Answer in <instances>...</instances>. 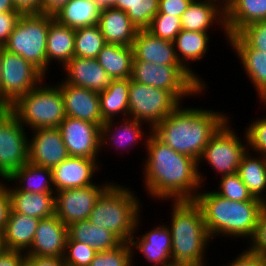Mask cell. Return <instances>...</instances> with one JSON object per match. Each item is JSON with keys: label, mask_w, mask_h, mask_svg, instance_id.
<instances>
[{"label": "cell", "mask_w": 266, "mask_h": 266, "mask_svg": "<svg viewBox=\"0 0 266 266\" xmlns=\"http://www.w3.org/2000/svg\"><path fill=\"white\" fill-rule=\"evenodd\" d=\"M143 149L147 156L141 170L148 198L162 202L195 199L202 188L196 160L174 151L153 133Z\"/></svg>", "instance_id": "cell-1"}, {"label": "cell", "mask_w": 266, "mask_h": 266, "mask_svg": "<svg viewBox=\"0 0 266 266\" xmlns=\"http://www.w3.org/2000/svg\"><path fill=\"white\" fill-rule=\"evenodd\" d=\"M203 107H186L181 103L153 129L152 133L174 151L197 162L212 136L231 117Z\"/></svg>", "instance_id": "cell-2"}, {"label": "cell", "mask_w": 266, "mask_h": 266, "mask_svg": "<svg viewBox=\"0 0 266 266\" xmlns=\"http://www.w3.org/2000/svg\"><path fill=\"white\" fill-rule=\"evenodd\" d=\"M201 189L194 201L199 205L207 232L212 239L222 236L229 240L243 239L248 243L261 214L266 210L263 201H232L218 195L213 189ZM235 239V240H234Z\"/></svg>", "instance_id": "cell-3"}, {"label": "cell", "mask_w": 266, "mask_h": 266, "mask_svg": "<svg viewBox=\"0 0 266 266\" xmlns=\"http://www.w3.org/2000/svg\"><path fill=\"white\" fill-rule=\"evenodd\" d=\"M170 202L171 218L170 222H166L171 233L172 263L208 266L206 250L213 241L207 232L199 205L194 200Z\"/></svg>", "instance_id": "cell-4"}, {"label": "cell", "mask_w": 266, "mask_h": 266, "mask_svg": "<svg viewBox=\"0 0 266 266\" xmlns=\"http://www.w3.org/2000/svg\"><path fill=\"white\" fill-rule=\"evenodd\" d=\"M113 182L97 199L89 221L114 233L122 242H130L143 211L141 198L130 186ZM136 193V194H135ZM142 208V209H141Z\"/></svg>", "instance_id": "cell-5"}, {"label": "cell", "mask_w": 266, "mask_h": 266, "mask_svg": "<svg viewBox=\"0 0 266 266\" xmlns=\"http://www.w3.org/2000/svg\"><path fill=\"white\" fill-rule=\"evenodd\" d=\"M46 80L45 78L37 87L19 97L8 107L28 131L58 128L66 117L60 88L55 82L47 84Z\"/></svg>", "instance_id": "cell-6"}, {"label": "cell", "mask_w": 266, "mask_h": 266, "mask_svg": "<svg viewBox=\"0 0 266 266\" xmlns=\"http://www.w3.org/2000/svg\"><path fill=\"white\" fill-rule=\"evenodd\" d=\"M54 15L22 14L3 46L8 52L22 56L46 77L47 35Z\"/></svg>", "instance_id": "cell-7"}, {"label": "cell", "mask_w": 266, "mask_h": 266, "mask_svg": "<svg viewBox=\"0 0 266 266\" xmlns=\"http://www.w3.org/2000/svg\"><path fill=\"white\" fill-rule=\"evenodd\" d=\"M231 118H229L212 136L209 143L205 147L201 158L198 161V175L201 187L206 185L204 182L206 176L201 172V163L209 164L212 171L214 170L219 177L238 173V167L242 156L247 152V138L244 133V138L239 137V133L235 132L231 126ZM219 174V175H218Z\"/></svg>", "instance_id": "cell-8"}, {"label": "cell", "mask_w": 266, "mask_h": 266, "mask_svg": "<svg viewBox=\"0 0 266 266\" xmlns=\"http://www.w3.org/2000/svg\"><path fill=\"white\" fill-rule=\"evenodd\" d=\"M131 80L170 91L181 103L187 97L205 95L208 90L182 66L156 65L138 59H133Z\"/></svg>", "instance_id": "cell-9"}, {"label": "cell", "mask_w": 266, "mask_h": 266, "mask_svg": "<svg viewBox=\"0 0 266 266\" xmlns=\"http://www.w3.org/2000/svg\"><path fill=\"white\" fill-rule=\"evenodd\" d=\"M181 102L167 90L132 81L129 86V118L152 129L174 111Z\"/></svg>", "instance_id": "cell-10"}, {"label": "cell", "mask_w": 266, "mask_h": 266, "mask_svg": "<svg viewBox=\"0 0 266 266\" xmlns=\"http://www.w3.org/2000/svg\"><path fill=\"white\" fill-rule=\"evenodd\" d=\"M26 130L8 108H0V181L28 162L30 131Z\"/></svg>", "instance_id": "cell-11"}, {"label": "cell", "mask_w": 266, "mask_h": 266, "mask_svg": "<svg viewBox=\"0 0 266 266\" xmlns=\"http://www.w3.org/2000/svg\"><path fill=\"white\" fill-rule=\"evenodd\" d=\"M46 77L22 56L2 47L1 108H8L19 97L37 87Z\"/></svg>", "instance_id": "cell-12"}, {"label": "cell", "mask_w": 266, "mask_h": 266, "mask_svg": "<svg viewBox=\"0 0 266 266\" xmlns=\"http://www.w3.org/2000/svg\"><path fill=\"white\" fill-rule=\"evenodd\" d=\"M95 182L82 188L65 189L55 192V215L60 221L69 226L77 221L88 220L95 202L100 195L113 183Z\"/></svg>", "instance_id": "cell-13"}, {"label": "cell", "mask_w": 266, "mask_h": 266, "mask_svg": "<svg viewBox=\"0 0 266 266\" xmlns=\"http://www.w3.org/2000/svg\"><path fill=\"white\" fill-rule=\"evenodd\" d=\"M69 156L98 161L101 153V126L66 116L58 126Z\"/></svg>", "instance_id": "cell-14"}, {"label": "cell", "mask_w": 266, "mask_h": 266, "mask_svg": "<svg viewBox=\"0 0 266 266\" xmlns=\"http://www.w3.org/2000/svg\"><path fill=\"white\" fill-rule=\"evenodd\" d=\"M141 223L142 219L140 216L136 223V232L129 242L132 251V260H134V255L136 253H140V255L145 258V261H147L146 263L151 266H166L172 264L171 233L167 223L163 222L162 224V222H159L160 224L158 223L157 226L155 224L149 231L147 230L143 235H139V227L143 225Z\"/></svg>", "instance_id": "cell-15"}, {"label": "cell", "mask_w": 266, "mask_h": 266, "mask_svg": "<svg viewBox=\"0 0 266 266\" xmlns=\"http://www.w3.org/2000/svg\"><path fill=\"white\" fill-rule=\"evenodd\" d=\"M145 125L146 127L148 126L146 132L143 131V129L146 128L143 127ZM151 133L152 128L148 124L137 121L136 119L120 118L116 121L115 119L107 120L101 126V152L103 150L105 152L107 148L110 151L109 148L111 147L112 149L114 148L117 150L120 154H123V151H126L128 154L133 146H146Z\"/></svg>", "instance_id": "cell-16"}, {"label": "cell", "mask_w": 266, "mask_h": 266, "mask_svg": "<svg viewBox=\"0 0 266 266\" xmlns=\"http://www.w3.org/2000/svg\"><path fill=\"white\" fill-rule=\"evenodd\" d=\"M31 134L28 146L29 163L52 169L69 157L58 128L35 129L31 130Z\"/></svg>", "instance_id": "cell-17"}, {"label": "cell", "mask_w": 266, "mask_h": 266, "mask_svg": "<svg viewBox=\"0 0 266 266\" xmlns=\"http://www.w3.org/2000/svg\"><path fill=\"white\" fill-rule=\"evenodd\" d=\"M101 168L95 159L69 156L52 168L55 192L94 185V176L101 172Z\"/></svg>", "instance_id": "cell-18"}, {"label": "cell", "mask_w": 266, "mask_h": 266, "mask_svg": "<svg viewBox=\"0 0 266 266\" xmlns=\"http://www.w3.org/2000/svg\"><path fill=\"white\" fill-rule=\"evenodd\" d=\"M60 80L56 85L63 95L66 116L102 126L105 121L102 118L99 93Z\"/></svg>", "instance_id": "cell-19"}, {"label": "cell", "mask_w": 266, "mask_h": 266, "mask_svg": "<svg viewBox=\"0 0 266 266\" xmlns=\"http://www.w3.org/2000/svg\"><path fill=\"white\" fill-rule=\"evenodd\" d=\"M65 83L92 90L104 92L112 82V78L101 67L96 58H80L74 56L62 68ZM66 76V77H65Z\"/></svg>", "instance_id": "cell-20"}, {"label": "cell", "mask_w": 266, "mask_h": 266, "mask_svg": "<svg viewBox=\"0 0 266 266\" xmlns=\"http://www.w3.org/2000/svg\"><path fill=\"white\" fill-rule=\"evenodd\" d=\"M180 19L182 30L209 33L212 28L215 27L217 29L219 27L218 29H222L221 32L225 33L226 44L228 43L229 36L225 26V9L218 2L213 0H193Z\"/></svg>", "instance_id": "cell-21"}, {"label": "cell", "mask_w": 266, "mask_h": 266, "mask_svg": "<svg viewBox=\"0 0 266 266\" xmlns=\"http://www.w3.org/2000/svg\"><path fill=\"white\" fill-rule=\"evenodd\" d=\"M68 226L54 214L40 219L34 240L26 255L63 257L65 253Z\"/></svg>", "instance_id": "cell-22"}, {"label": "cell", "mask_w": 266, "mask_h": 266, "mask_svg": "<svg viewBox=\"0 0 266 266\" xmlns=\"http://www.w3.org/2000/svg\"><path fill=\"white\" fill-rule=\"evenodd\" d=\"M209 34L208 32L181 30L173 41L178 62L204 88L207 87L208 89L207 81H204L205 79L200 77L201 75L193 69L191 63L193 64L196 61L203 60L208 55L209 44L212 41Z\"/></svg>", "instance_id": "cell-23"}, {"label": "cell", "mask_w": 266, "mask_h": 266, "mask_svg": "<svg viewBox=\"0 0 266 266\" xmlns=\"http://www.w3.org/2000/svg\"><path fill=\"white\" fill-rule=\"evenodd\" d=\"M133 59L156 65L181 66L176 57L174 43L160 39L145 30H138L132 44Z\"/></svg>", "instance_id": "cell-24"}, {"label": "cell", "mask_w": 266, "mask_h": 266, "mask_svg": "<svg viewBox=\"0 0 266 266\" xmlns=\"http://www.w3.org/2000/svg\"><path fill=\"white\" fill-rule=\"evenodd\" d=\"M2 182L8 188L12 211L38 219L49 218L55 214V193L22 192L8 179Z\"/></svg>", "instance_id": "cell-25"}, {"label": "cell", "mask_w": 266, "mask_h": 266, "mask_svg": "<svg viewBox=\"0 0 266 266\" xmlns=\"http://www.w3.org/2000/svg\"><path fill=\"white\" fill-rule=\"evenodd\" d=\"M98 26L106 44L132 46L138 31L128 15L114 7L101 11Z\"/></svg>", "instance_id": "cell-26"}, {"label": "cell", "mask_w": 266, "mask_h": 266, "mask_svg": "<svg viewBox=\"0 0 266 266\" xmlns=\"http://www.w3.org/2000/svg\"><path fill=\"white\" fill-rule=\"evenodd\" d=\"M75 29L54 20L48 29L46 48V78L55 61L61 68L74 57ZM53 60V61H52Z\"/></svg>", "instance_id": "cell-27"}, {"label": "cell", "mask_w": 266, "mask_h": 266, "mask_svg": "<svg viewBox=\"0 0 266 266\" xmlns=\"http://www.w3.org/2000/svg\"><path fill=\"white\" fill-rule=\"evenodd\" d=\"M262 20H266V0H233L225 9L228 36Z\"/></svg>", "instance_id": "cell-28"}, {"label": "cell", "mask_w": 266, "mask_h": 266, "mask_svg": "<svg viewBox=\"0 0 266 266\" xmlns=\"http://www.w3.org/2000/svg\"><path fill=\"white\" fill-rule=\"evenodd\" d=\"M39 221L11 210L3 233L7 249L26 252L34 240Z\"/></svg>", "instance_id": "cell-29"}, {"label": "cell", "mask_w": 266, "mask_h": 266, "mask_svg": "<svg viewBox=\"0 0 266 266\" xmlns=\"http://www.w3.org/2000/svg\"><path fill=\"white\" fill-rule=\"evenodd\" d=\"M68 237L89 245L97 252L112 250L122 243L110 230L92 224L89 220L71 223L68 226Z\"/></svg>", "instance_id": "cell-30"}, {"label": "cell", "mask_w": 266, "mask_h": 266, "mask_svg": "<svg viewBox=\"0 0 266 266\" xmlns=\"http://www.w3.org/2000/svg\"><path fill=\"white\" fill-rule=\"evenodd\" d=\"M236 54L244 74L257 93L259 103L266 105V52L253 48H231Z\"/></svg>", "instance_id": "cell-31"}, {"label": "cell", "mask_w": 266, "mask_h": 266, "mask_svg": "<svg viewBox=\"0 0 266 266\" xmlns=\"http://www.w3.org/2000/svg\"><path fill=\"white\" fill-rule=\"evenodd\" d=\"M101 9L93 0H70L54 14L61 25L72 29L98 25Z\"/></svg>", "instance_id": "cell-32"}, {"label": "cell", "mask_w": 266, "mask_h": 266, "mask_svg": "<svg viewBox=\"0 0 266 266\" xmlns=\"http://www.w3.org/2000/svg\"><path fill=\"white\" fill-rule=\"evenodd\" d=\"M8 180L22 192L55 193L52 169L27 162L16 170Z\"/></svg>", "instance_id": "cell-33"}, {"label": "cell", "mask_w": 266, "mask_h": 266, "mask_svg": "<svg viewBox=\"0 0 266 266\" xmlns=\"http://www.w3.org/2000/svg\"><path fill=\"white\" fill-rule=\"evenodd\" d=\"M238 174L252 196L266 204V156L247 150L241 158Z\"/></svg>", "instance_id": "cell-34"}, {"label": "cell", "mask_w": 266, "mask_h": 266, "mask_svg": "<svg viewBox=\"0 0 266 266\" xmlns=\"http://www.w3.org/2000/svg\"><path fill=\"white\" fill-rule=\"evenodd\" d=\"M129 86L128 79H113L111 85L99 93L100 107L104 121L129 118Z\"/></svg>", "instance_id": "cell-35"}, {"label": "cell", "mask_w": 266, "mask_h": 266, "mask_svg": "<svg viewBox=\"0 0 266 266\" xmlns=\"http://www.w3.org/2000/svg\"><path fill=\"white\" fill-rule=\"evenodd\" d=\"M112 79H128L132 74V46L106 44L96 57Z\"/></svg>", "instance_id": "cell-36"}, {"label": "cell", "mask_w": 266, "mask_h": 266, "mask_svg": "<svg viewBox=\"0 0 266 266\" xmlns=\"http://www.w3.org/2000/svg\"><path fill=\"white\" fill-rule=\"evenodd\" d=\"M114 8L124 11L137 30H145L158 13L159 0H116Z\"/></svg>", "instance_id": "cell-37"}, {"label": "cell", "mask_w": 266, "mask_h": 266, "mask_svg": "<svg viewBox=\"0 0 266 266\" xmlns=\"http://www.w3.org/2000/svg\"><path fill=\"white\" fill-rule=\"evenodd\" d=\"M105 45L104 36L98 25L75 29L74 56L96 58Z\"/></svg>", "instance_id": "cell-38"}, {"label": "cell", "mask_w": 266, "mask_h": 266, "mask_svg": "<svg viewBox=\"0 0 266 266\" xmlns=\"http://www.w3.org/2000/svg\"><path fill=\"white\" fill-rule=\"evenodd\" d=\"M231 48H253L266 52V20L249 24L228 37Z\"/></svg>", "instance_id": "cell-39"}, {"label": "cell", "mask_w": 266, "mask_h": 266, "mask_svg": "<svg viewBox=\"0 0 266 266\" xmlns=\"http://www.w3.org/2000/svg\"><path fill=\"white\" fill-rule=\"evenodd\" d=\"M218 183V190L216 188L214 191L223 198L242 202L261 201L260 199L252 196L248 187L242 182L238 173L221 176Z\"/></svg>", "instance_id": "cell-40"}, {"label": "cell", "mask_w": 266, "mask_h": 266, "mask_svg": "<svg viewBox=\"0 0 266 266\" xmlns=\"http://www.w3.org/2000/svg\"><path fill=\"white\" fill-rule=\"evenodd\" d=\"M134 263L130 243L122 242L112 250L97 252L90 266H136Z\"/></svg>", "instance_id": "cell-41"}, {"label": "cell", "mask_w": 266, "mask_h": 266, "mask_svg": "<svg viewBox=\"0 0 266 266\" xmlns=\"http://www.w3.org/2000/svg\"><path fill=\"white\" fill-rule=\"evenodd\" d=\"M146 30L155 37L173 42L182 30L181 19L177 16L156 14Z\"/></svg>", "instance_id": "cell-42"}, {"label": "cell", "mask_w": 266, "mask_h": 266, "mask_svg": "<svg viewBox=\"0 0 266 266\" xmlns=\"http://www.w3.org/2000/svg\"><path fill=\"white\" fill-rule=\"evenodd\" d=\"M96 253L89 245L67 237L63 256L65 266H90Z\"/></svg>", "instance_id": "cell-43"}, {"label": "cell", "mask_w": 266, "mask_h": 266, "mask_svg": "<svg viewBox=\"0 0 266 266\" xmlns=\"http://www.w3.org/2000/svg\"><path fill=\"white\" fill-rule=\"evenodd\" d=\"M265 116V117H264ZM253 119L245 126L248 150L266 156V115Z\"/></svg>", "instance_id": "cell-44"}, {"label": "cell", "mask_w": 266, "mask_h": 266, "mask_svg": "<svg viewBox=\"0 0 266 266\" xmlns=\"http://www.w3.org/2000/svg\"><path fill=\"white\" fill-rule=\"evenodd\" d=\"M246 246L250 252L266 257V210L259 217L256 231Z\"/></svg>", "instance_id": "cell-45"}, {"label": "cell", "mask_w": 266, "mask_h": 266, "mask_svg": "<svg viewBox=\"0 0 266 266\" xmlns=\"http://www.w3.org/2000/svg\"><path fill=\"white\" fill-rule=\"evenodd\" d=\"M222 266H266V257L252 253L246 248Z\"/></svg>", "instance_id": "cell-46"}, {"label": "cell", "mask_w": 266, "mask_h": 266, "mask_svg": "<svg viewBox=\"0 0 266 266\" xmlns=\"http://www.w3.org/2000/svg\"><path fill=\"white\" fill-rule=\"evenodd\" d=\"M20 12H5L0 14V46H4L8 41L9 35L18 22Z\"/></svg>", "instance_id": "cell-47"}, {"label": "cell", "mask_w": 266, "mask_h": 266, "mask_svg": "<svg viewBox=\"0 0 266 266\" xmlns=\"http://www.w3.org/2000/svg\"><path fill=\"white\" fill-rule=\"evenodd\" d=\"M193 0H159L157 14L181 17Z\"/></svg>", "instance_id": "cell-48"}, {"label": "cell", "mask_w": 266, "mask_h": 266, "mask_svg": "<svg viewBox=\"0 0 266 266\" xmlns=\"http://www.w3.org/2000/svg\"><path fill=\"white\" fill-rule=\"evenodd\" d=\"M11 211V201L7 186L0 181V233H4L9 214Z\"/></svg>", "instance_id": "cell-49"}, {"label": "cell", "mask_w": 266, "mask_h": 266, "mask_svg": "<svg viewBox=\"0 0 266 266\" xmlns=\"http://www.w3.org/2000/svg\"><path fill=\"white\" fill-rule=\"evenodd\" d=\"M24 266H65L63 257L26 255Z\"/></svg>", "instance_id": "cell-50"}, {"label": "cell", "mask_w": 266, "mask_h": 266, "mask_svg": "<svg viewBox=\"0 0 266 266\" xmlns=\"http://www.w3.org/2000/svg\"><path fill=\"white\" fill-rule=\"evenodd\" d=\"M15 10L21 14L42 13V0H12Z\"/></svg>", "instance_id": "cell-51"}, {"label": "cell", "mask_w": 266, "mask_h": 266, "mask_svg": "<svg viewBox=\"0 0 266 266\" xmlns=\"http://www.w3.org/2000/svg\"><path fill=\"white\" fill-rule=\"evenodd\" d=\"M25 252L6 250L0 255V266H24Z\"/></svg>", "instance_id": "cell-52"}, {"label": "cell", "mask_w": 266, "mask_h": 266, "mask_svg": "<svg viewBox=\"0 0 266 266\" xmlns=\"http://www.w3.org/2000/svg\"><path fill=\"white\" fill-rule=\"evenodd\" d=\"M70 0H42V13L54 15Z\"/></svg>", "instance_id": "cell-53"}, {"label": "cell", "mask_w": 266, "mask_h": 266, "mask_svg": "<svg viewBox=\"0 0 266 266\" xmlns=\"http://www.w3.org/2000/svg\"><path fill=\"white\" fill-rule=\"evenodd\" d=\"M18 12L15 10L12 0H0V13Z\"/></svg>", "instance_id": "cell-54"}, {"label": "cell", "mask_w": 266, "mask_h": 266, "mask_svg": "<svg viewBox=\"0 0 266 266\" xmlns=\"http://www.w3.org/2000/svg\"><path fill=\"white\" fill-rule=\"evenodd\" d=\"M98 7L103 10L111 7H115L116 0H93Z\"/></svg>", "instance_id": "cell-55"}, {"label": "cell", "mask_w": 266, "mask_h": 266, "mask_svg": "<svg viewBox=\"0 0 266 266\" xmlns=\"http://www.w3.org/2000/svg\"><path fill=\"white\" fill-rule=\"evenodd\" d=\"M7 249L4 239V234L0 233V255H2Z\"/></svg>", "instance_id": "cell-56"}, {"label": "cell", "mask_w": 266, "mask_h": 266, "mask_svg": "<svg viewBox=\"0 0 266 266\" xmlns=\"http://www.w3.org/2000/svg\"><path fill=\"white\" fill-rule=\"evenodd\" d=\"M218 2L224 9L233 1V0H213Z\"/></svg>", "instance_id": "cell-57"}, {"label": "cell", "mask_w": 266, "mask_h": 266, "mask_svg": "<svg viewBox=\"0 0 266 266\" xmlns=\"http://www.w3.org/2000/svg\"><path fill=\"white\" fill-rule=\"evenodd\" d=\"M2 47L0 46V108H1V56H2Z\"/></svg>", "instance_id": "cell-58"}, {"label": "cell", "mask_w": 266, "mask_h": 266, "mask_svg": "<svg viewBox=\"0 0 266 266\" xmlns=\"http://www.w3.org/2000/svg\"><path fill=\"white\" fill-rule=\"evenodd\" d=\"M166 266H193V265H190V264H180V263H172V264H169V265H166Z\"/></svg>", "instance_id": "cell-59"}]
</instances>
